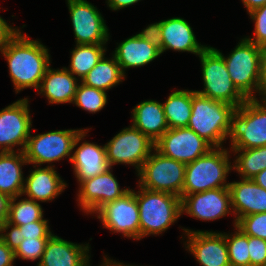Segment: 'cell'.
Listing matches in <instances>:
<instances>
[{
    "instance_id": "74e56055",
    "label": "cell",
    "mask_w": 266,
    "mask_h": 266,
    "mask_svg": "<svg viewBox=\"0 0 266 266\" xmlns=\"http://www.w3.org/2000/svg\"><path fill=\"white\" fill-rule=\"evenodd\" d=\"M250 266H266V240L248 236Z\"/></svg>"
},
{
    "instance_id": "e575fe53",
    "label": "cell",
    "mask_w": 266,
    "mask_h": 266,
    "mask_svg": "<svg viewBox=\"0 0 266 266\" xmlns=\"http://www.w3.org/2000/svg\"><path fill=\"white\" fill-rule=\"evenodd\" d=\"M49 238H26L14 247L15 259L36 260L39 265Z\"/></svg>"
},
{
    "instance_id": "5bb4252c",
    "label": "cell",
    "mask_w": 266,
    "mask_h": 266,
    "mask_svg": "<svg viewBox=\"0 0 266 266\" xmlns=\"http://www.w3.org/2000/svg\"><path fill=\"white\" fill-rule=\"evenodd\" d=\"M76 44H106L109 29L100 11L87 0H67Z\"/></svg>"
},
{
    "instance_id": "1f68e13d",
    "label": "cell",
    "mask_w": 266,
    "mask_h": 266,
    "mask_svg": "<svg viewBox=\"0 0 266 266\" xmlns=\"http://www.w3.org/2000/svg\"><path fill=\"white\" fill-rule=\"evenodd\" d=\"M225 235L230 266H250L248 236L235 226L234 234Z\"/></svg>"
},
{
    "instance_id": "d6986e66",
    "label": "cell",
    "mask_w": 266,
    "mask_h": 266,
    "mask_svg": "<svg viewBox=\"0 0 266 266\" xmlns=\"http://www.w3.org/2000/svg\"><path fill=\"white\" fill-rule=\"evenodd\" d=\"M89 244H77L52 235L38 266H89Z\"/></svg>"
},
{
    "instance_id": "4dcf8cb0",
    "label": "cell",
    "mask_w": 266,
    "mask_h": 266,
    "mask_svg": "<svg viewBox=\"0 0 266 266\" xmlns=\"http://www.w3.org/2000/svg\"><path fill=\"white\" fill-rule=\"evenodd\" d=\"M21 197H13L10 199L7 222L5 226H21L39 220H46L43 218L42 206L31 199L16 200Z\"/></svg>"
},
{
    "instance_id": "277c9868",
    "label": "cell",
    "mask_w": 266,
    "mask_h": 266,
    "mask_svg": "<svg viewBox=\"0 0 266 266\" xmlns=\"http://www.w3.org/2000/svg\"><path fill=\"white\" fill-rule=\"evenodd\" d=\"M139 206L140 239L165 232L182 215L181 198L140 187L135 192Z\"/></svg>"
},
{
    "instance_id": "f1b7e54d",
    "label": "cell",
    "mask_w": 266,
    "mask_h": 266,
    "mask_svg": "<svg viewBox=\"0 0 266 266\" xmlns=\"http://www.w3.org/2000/svg\"><path fill=\"white\" fill-rule=\"evenodd\" d=\"M106 44H76L71 51L70 68H66L75 77L81 79L100 61L105 55Z\"/></svg>"
},
{
    "instance_id": "b9f144b4",
    "label": "cell",
    "mask_w": 266,
    "mask_h": 266,
    "mask_svg": "<svg viewBox=\"0 0 266 266\" xmlns=\"http://www.w3.org/2000/svg\"><path fill=\"white\" fill-rule=\"evenodd\" d=\"M9 25L10 24H7L6 20L0 16V48L19 30Z\"/></svg>"
},
{
    "instance_id": "e0dca14e",
    "label": "cell",
    "mask_w": 266,
    "mask_h": 266,
    "mask_svg": "<svg viewBox=\"0 0 266 266\" xmlns=\"http://www.w3.org/2000/svg\"><path fill=\"white\" fill-rule=\"evenodd\" d=\"M185 248L201 266H230L225 235L222 232L193 231L183 228Z\"/></svg>"
},
{
    "instance_id": "f35d334b",
    "label": "cell",
    "mask_w": 266,
    "mask_h": 266,
    "mask_svg": "<svg viewBox=\"0 0 266 266\" xmlns=\"http://www.w3.org/2000/svg\"><path fill=\"white\" fill-rule=\"evenodd\" d=\"M137 35L143 40L149 41L162 54L161 21L148 25Z\"/></svg>"
},
{
    "instance_id": "ac0fdd59",
    "label": "cell",
    "mask_w": 266,
    "mask_h": 266,
    "mask_svg": "<svg viewBox=\"0 0 266 266\" xmlns=\"http://www.w3.org/2000/svg\"><path fill=\"white\" fill-rule=\"evenodd\" d=\"M229 183L231 207L236 222L244 216L266 212V189L252 179H243Z\"/></svg>"
},
{
    "instance_id": "ab89813d",
    "label": "cell",
    "mask_w": 266,
    "mask_h": 266,
    "mask_svg": "<svg viewBox=\"0 0 266 266\" xmlns=\"http://www.w3.org/2000/svg\"><path fill=\"white\" fill-rule=\"evenodd\" d=\"M14 247L5 234H0V266H13Z\"/></svg>"
},
{
    "instance_id": "7a4b0ae2",
    "label": "cell",
    "mask_w": 266,
    "mask_h": 266,
    "mask_svg": "<svg viewBox=\"0 0 266 266\" xmlns=\"http://www.w3.org/2000/svg\"><path fill=\"white\" fill-rule=\"evenodd\" d=\"M236 107L215 101L192 90V112L187 128L213 147H221L228 138L231 116Z\"/></svg>"
},
{
    "instance_id": "bcb514c9",
    "label": "cell",
    "mask_w": 266,
    "mask_h": 266,
    "mask_svg": "<svg viewBox=\"0 0 266 266\" xmlns=\"http://www.w3.org/2000/svg\"><path fill=\"white\" fill-rule=\"evenodd\" d=\"M252 180L258 184L260 187L266 189V169L261 171L259 174L254 176Z\"/></svg>"
},
{
    "instance_id": "2e32d148",
    "label": "cell",
    "mask_w": 266,
    "mask_h": 266,
    "mask_svg": "<svg viewBox=\"0 0 266 266\" xmlns=\"http://www.w3.org/2000/svg\"><path fill=\"white\" fill-rule=\"evenodd\" d=\"M182 214L203 221H213L232 213L229 187L186 195L181 200Z\"/></svg>"
},
{
    "instance_id": "d590c367",
    "label": "cell",
    "mask_w": 266,
    "mask_h": 266,
    "mask_svg": "<svg viewBox=\"0 0 266 266\" xmlns=\"http://www.w3.org/2000/svg\"><path fill=\"white\" fill-rule=\"evenodd\" d=\"M236 227L247 236L266 240V212L241 217Z\"/></svg>"
},
{
    "instance_id": "60d3db41",
    "label": "cell",
    "mask_w": 266,
    "mask_h": 266,
    "mask_svg": "<svg viewBox=\"0 0 266 266\" xmlns=\"http://www.w3.org/2000/svg\"><path fill=\"white\" fill-rule=\"evenodd\" d=\"M10 199L8 195L0 192V234H4Z\"/></svg>"
},
{
    "instance_id": "30bf717a",
    "label": "cell",
    "mask_w": 266,
    "mask_h": 266,
    "mask_svg": "<svg viewBox=\"0 0 266 266\" xmlns=\"http://www.w3.org/2000/svg\"><path fill=\"white\" fill-rule=\"evenodd\" d=\"M107 162L112 168L115 164H128L138 171L155 149V143L133 125L124 128L105 144Z\"/></svg>"
},
{
    "instance_id": "7bdbcfd3",
    "label": "cell",
    "mask_w": 266,
    "mask_h": 266,
    "mask_svg": "<svg viewBox=\"0 0 266 266\" xmlns=\"http://www.w3.org/2000/svg\"><path fill=\"white\" fill-rule=\"evenodd\" d=\"M261 96L266 98V45L261 47Z\"/></svg>"
},
{
    "instance_id": "4316f807",
    "label": "cell",
    "mask_w": 266,
    "mask_h": 266,
    "mask_svg": "<svg viewBox=\"0 0 266 266\" xmlns=\"http://www.w3.org/2000/svg\"><path fill=\"white\" fill-rule=\"evenodd\" d=\"M123 79H125V75L115 57L108 59L104 55L81 79V82L87 86L107 91L117 86Z\"/></svg>"
},
{
    "instance_id": "7402d4cb",
    "label": "cell",
    "mask_w": 266,
    "mask_h": 266,
    "mask_svg": "<svg viewBox=\"0 0 266 266\" xmlns=\"http://www.w3.org/2000/svg\"><path fill=\"white\" fill-rule=\"evenodd\" d=\"M78 78L63 67L61 69H46L38 93L47 97L49 104L73 103L78 87Z\"/></svg>"
},
{
    "instance_id": "f6af8a7d",
    "label": "cell",
    "mask_w": 266,
    "mask_h": 266,
    "mask_svg": "<svg viewBox=\"0 0 266 266\" xmlns=\"http://www.w3.org/2000/svg\"><path fill=\"white\" fill-rule=\"evenodd\" d=\"M242 2L248 13L266 4V0H242Z\"/></svg>"
},
{
    "instance_id": "5b68a950",
    "label": "cell",
    "mask_w": 266,
    "mask_h": 266,
    "mask_svg": "<svg viewBox=\"0 0 266 266\" xmlns=\"http://www.w3.org/2000/svg\"><path fill=\"white\" fill-rule=\"evenodd\" d=\"M260 100L247 99L232 113L228 134L231 149L266 146V98Z\"/></svg>"
},
{
    "instance_id": "d6a6232c",
    "label": "cell",
    "mask_w": 266,
    "mask_h": 266,
    "mask_svg": "<svg viewBox=\"0 0 266 266\" xmlns=\"http://www.w3.org/2000/svg\"><path fill=\"white\" fill-rule=\"evenodd\" d=\"M48 223V220H39L21 226H5L4 234L15 247L26 238H50L53 233L50 231Z\"/></svg>"
},
{
    "instance_id": "9c48e42d",
    "label": "cell",
    "mask_w": 266,
    "mask_h": 266,
    "mask_svg": "<svg viewBox=\"0 0 266 266\" xmlns=\"http://www.w3.org/2000/svg\"><path fill=\"white\" fill-rule=\"evenodd\" d=\"M186 164L166 157L154 149L138 171L139 187L167 192L181 198Z\"/></svg>"
},
{
    "instance_id": "836d02e7",
    "label": "cell",
    "mask_w": 266,
    "mask_h": 266,
    "mask_svg": "<svg viewBox=\"0 0 266 266\" xmlns=\"http://www.w3.org/2000/svg\"><path fill=\"white\" fill-rule=\"evenodd\" d=\"M73 104L93 114L102 110L107 104V93L79 81Z\"/></svg>"
},
{
    "instance_id": "603a6c76",
    "label": "cell",
    "mask_w": 266,
    "mask_h": 266,
    "mask_svg": "<svg viewBox=\"0 0 266 266\" xmlns=\"http://www.w3.org/2000/svg\"><path fill=\"white\" fill-rule=\"evenodd\" d=\"M73 170L76 180L80 183L83 180L103 174L109 165L107 162L105 145H97L84 141L75 151H72Z\"/></svg>"
},
{
    "instance_id": "cb8c5ba5",
    "label": "cell",
    "mask_w": 266,
    "mask_h": 266,
    "mask_svg": "<svg viewBox=\"0 0 266 266\" xmlns=\"http://www.w3.org/2000/svg\"><path fill=\"white\" fill-rule=\"evenodd\" d=\"M160 55L161 52L156 47L137 34L120 42L112 53L125 76L126 69L144 66Z\"/></svg>"
},
{
    "instance_id": "ee69618b",
    "label": "cell",
    "mask_w": 266,
    "mask_h": 266,
    "mask_svg": "<svg viewBox=\"0 0 266 266\" xmlns=\"http://www.w3.org/2000/svg\"><path fill=\"white\" fill-rule=\"evenodd\" d=\"M140 0H107V6L114 11L129 7Z\"/></svg>"
},
{
    "instance_id": "8d00e7d4",
    "label": "cell",
    "mask_w": 266,
    "mask_h": 266,
    "mask_svg": "<svg viewBox=\"0 0 266 266\" xmlns=\"http://www.w3.org/2000/svg\"><path fill=\"white\" fill-rule=\"evenodd\" d=\"M250 18L255 23L254 37H245L257 46L266 45V4L249 13Z\"/></svg>"
},
{
    "instance_id": "8992f818",
    "label": "cell",
    "mask_w": 266,
    "mask_h": 266,
    "mask_svg": "<svg viewBox=\"0 0 266 266\" xmlns=\"http://www.w3.org/2000/svg\"><path fill=\"white\" fill-rule=\"evenodd\" d=\"M216 50L223 56L236 88L247 99L256 98L255 92L261 96V47L243 38L229 56Z\"/></svg>"
},
{
    "instance_id": "3957f363",
    "label": "cell",
    "mask_w": 266,
    "mask_h": 266,
    "mask_svg": "<svg viewBox=\"0 0 266 266\" xmlns=\"http://www.w3.org/2000/svg\"><path fill=\"white\" fill-rule=\"evenodd\" d=\"M229 152L223 146L214 147L207 154L187 163L181 200L189 194L228 187L226 179L233 170Z\"/></svg>"
},
{
    "instance_id": "7c38bea8",
    "label": "cell",
    "mask_w": 266,
    "mask_h": 266,
    "mask_svg": "<svg viewBox=\"0 0 266 266\" xmlns=\"http://www.w3.org/2000/svg\"><path fill=\"white\" fill-rule=\"evenodd\" d=\"M28 98L19 99L0 110V152L24 151L31 134Z\"/></svg>"
},
{
    "instance_id": "44dd1931",
    "label": "cell",
    "mask_w": 266,
    "mask_h": 266,
    "mask_svg": "<svg viewBox=\"0 0 266 266\" xmlns=\"http://www.w3.org/2000/svg\"><path fill=\"white\" fill-rule=\"evenodd\" d=\"M162 53L171 49L180 52H190L199 55L207 45H201L196 40L190 24L180 17H172L161 21Z\"/></svg>"
},
{
    "instance_id": "ffe728a7",
    "label": "cell",
    "mask_w": 266,
    "mask_h": 266,
    "mask_svg": "<svg viewBox=\"0 0 266 266\" xmlns=\"http://www.w3.org/2000/svg\"><path fill=\"white\" fill-rule=\"evenodd\" d=\"M33 167L34 170L29 171L30 174L25 178L22 193L28 199L49 202L59 196L67 187L66 182L54 169V165H48L44 168L36 165Z\"/></svg>"
},
{
    "instance_id": "8fae6325",
    "label": "cell",
    "mask_w": 266,
    "mask_h": 266,
    "mask_svg": "<svg viewBox=\"0 0 266 266\" xmlns=\"http://www.w3.org/2000/svg\"><path fill=\"white\" fill-rule=\"evenodd\" d=\"M95 214L104 228L124 237L140 240L139 206L135 190L103 205Z\"/></svg>"
},
{
    "instance_id": "ba28073f",
    "label": "cell",
    "mask_w": 266,
    "mask_h": 266,
    "mask_svg": "<svg viewBox=\"0 0 266 266\" xmlns=\"http://www.w3.org/2000/svg\"><path fill=\"white\" fill-rule=\"evenodd\" d=\"M89 129H65L31 135L24 150L28 164L41 166L54 163L64 157L71 162L72 151L84 139Z\"/></svg>"
},
{
    "instance_id": "6da1fadb",
    "label": "cell",
    "mask_w": 266,
    "mask_h": 266,
    "mask_svg": "<svg viewBox=\"0 0 266 266\" xmlns=\"http://www.w3.org/2000/svg\"><path fill=\"white\" fill-rule=\"evenodd\" d=\"M15 93L25 88L39 89L46 69L50 66L48 48L39 40H31L19 29L1 48Z\"/></svg>"
},
{
    "instance_id": "7dc6e473",
    "label": "cell",
    "mask_w": 266,
    "mask_h": 266,
    "mask_svg": "<svg viewBox=\"0 0 266 266\" xmlns=\"http://www.w3.org/2000/svg\"><path fill=\"white\" fill-rule=\"evenodd\" d=\"M106 257L107 256L104 257L103 263L100 266H134V265H130V264L125 265L121 262L119 263L118 261L116 262L113 259H110L108 257L106 258ZM89 266H90V264H89Z\"/></svg>"
},
{
    "instance_id": "f546056e",
    "label": "cell",
    "mask_w": 266,
    "mask_h": 266,
    "mask_svg": "<svg viewBox=\"0 0 266 266\" xmlns=\"http://www.w3.org/2000/svg\"><path fill=\"white\" fill-rule=\"evenodd\" d=\"M231 151L238 154L232 168L243 179H252L266 169V146L251 149H231Z\"/></svg>"
},
{
    "instance_id": "52a82bcc",
    "label": "cell",
    "mask_w": 266,
    "mask_h": 266,
    "mask_svg": "<svg viewBox=\"0 0 266 266\" xmlns=\"http://www.w3.org/2000/svg\"><path fill=\"white\" fill-rule=\"evenodd\" d=\"M198 56L204 83L202 91L195 90L198 94L236 108L247 100L231 80L223 56L216 48L207 46Z\"/></svg>"
},
{
    "instance_id": "83f0119b",
    "label": "cell",
    "mask_w": 266,
    "mask_h": 266,
    "mask_svg": "<svg viewBox=\"0 0 266 266\" xmlns=\"http://www.w3.org/2000/svg\"><path fill=\"white\" fill-rule=\"evenodd\" d=\"M168 128L187 127L192 112V90H175L163 103Z\"/></svg>"
},
{
    "instance_id": "d4e9b609",
    "label": "cell",
    "mask_w": 266,
    "mask_h": 266,
    "mask_svg": "<svg viewBox=\"0 0 266 266\" xmlns=\"http://www.w3.org/2000/svg\"><path fill=\"white\" fill-rule=\"evenodd\" d=\"M131 114L132 125L154 143L169 129L163 104L155 100H146L137 104Z\"/></svg>"
},
{
    "instance_id": "9a60e30c",
    "label": "cell",
    "mask_w": 266,
    "mask_h": 266,
    "mask_svg": "<svg viewBox=\"0 0 266 266\" xmlns=\"http://www.w3.org/2000/svg\"><path fill=\"white\" fill-rule=\"evenodd\" d=\"M79 185L78 205L86 214H95L103 205L122 197L130 190L129 187L120 189L111 167L103 174L81 181Z\"/></svg>"
},
{
    "instance_id": "4fadbf2b",
    "label": "cell",
    "mask_w": 266,
    "mask_h": 266,
    "mask_svg": "<svg viewBox=\"0 0 266 266\" xmlns=\"http://www.w3.org/2000/svg\"><path fill=\"white\" fill-rule=\"evenodd\" d=\"M214 148L193 130L169 128L156 142L155 149L162 155L185 164L198 159Z\"/></svg>"
},
{
    "instance_id": "484cf974",
    "label": "cell",
    "mask_w": 266,
    "mask_h": 266,
    "mask_svg": "<svg viewBox=\"0 0 266 266\" xmlns=\"http://www.w3.org/2000/svg\"><path fill=\"white\" fill-rule=\"evenodd\" d=\"M28 164L24 151L0 152V192L10 198L22 196L25 177L22 166Z\"/></svg>"
}]
</instances>
